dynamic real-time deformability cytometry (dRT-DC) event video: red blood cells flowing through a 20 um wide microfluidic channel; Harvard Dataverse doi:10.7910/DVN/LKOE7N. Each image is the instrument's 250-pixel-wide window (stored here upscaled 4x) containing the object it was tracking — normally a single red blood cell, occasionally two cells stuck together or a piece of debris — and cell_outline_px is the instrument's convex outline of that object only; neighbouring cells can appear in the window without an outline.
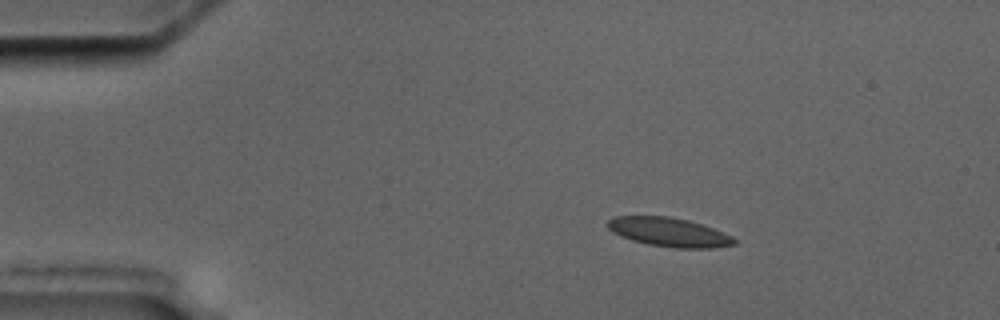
{"species": "common noctule bat (a hibernating species)", "species_latin": "Nyctalus noctula", "temperature_condition": "cold", "stored_images_in_passage": 4, "camera_frame_rate_fps": 3000, "um_per_image_px": 0.085, "animal": {"sex": "male", "body_mass_g": 17.5, "forearm_length_mm": 52.3}, "frame": {"image": 1, "passage_image": 2, "time_ms": 1.667, "image_size_px": [1000, 320], "cell_outline_px": [[736, 244], [712, 248], [676, 248], [648, 244], [632, 240], [620, 236], [608, 228], [608, 220], [616, 216], [668, 216], [688, 220], [712, 228], [732, 236], [736, 240]], "centroid_in_image_um": [56.86, 19.73], "position_along_channel_um": 28.1, "area_um2": 21.15}}